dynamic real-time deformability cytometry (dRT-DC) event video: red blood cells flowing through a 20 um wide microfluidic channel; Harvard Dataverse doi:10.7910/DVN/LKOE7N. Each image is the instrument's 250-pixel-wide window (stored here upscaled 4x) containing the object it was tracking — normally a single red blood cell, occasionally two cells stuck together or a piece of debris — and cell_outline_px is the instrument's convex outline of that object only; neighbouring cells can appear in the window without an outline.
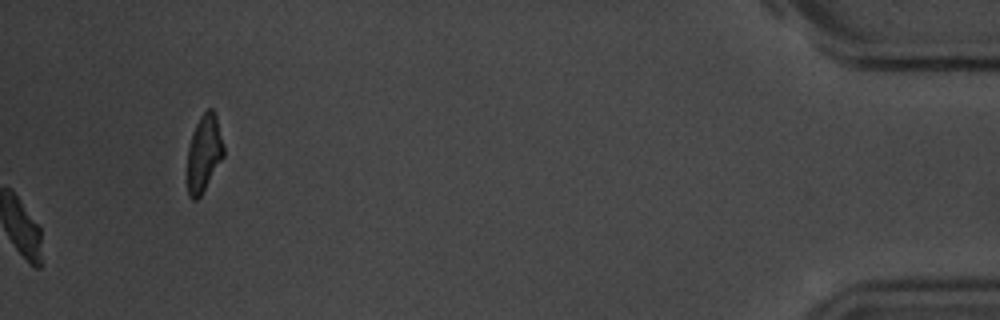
{"species": "common noctule bat (a hibernating species)", "species_latin": "Nyctalus noctula", "temperature_condition": "room temperature", "stored_images_in_passage": 56, "segment_of_instrument_passage": [2, 2], "camera_frame_rate_fps": 3000, "um_per_image_px": 0.085, "animal": {"sex": "male", "body_mass_g": 20.1, "forearm_length_mm": 53.5}, "frame": {"image": 1, "passage_image": 56, "time_ms": 18.333, "image_size_px": [1000, 320], "cell_outline_px": [[224, 156], [200, 196], [196, 200], [192, 200], [188, 196], [188, 148], [192, 132], [200, 116], [208, 108], [212, 108], [216, 112], [224, 144]], "centroid_in_image_um": [17.36, 12.98], "position_along_channel_um": 417.8, "area_um2": 16.36}}